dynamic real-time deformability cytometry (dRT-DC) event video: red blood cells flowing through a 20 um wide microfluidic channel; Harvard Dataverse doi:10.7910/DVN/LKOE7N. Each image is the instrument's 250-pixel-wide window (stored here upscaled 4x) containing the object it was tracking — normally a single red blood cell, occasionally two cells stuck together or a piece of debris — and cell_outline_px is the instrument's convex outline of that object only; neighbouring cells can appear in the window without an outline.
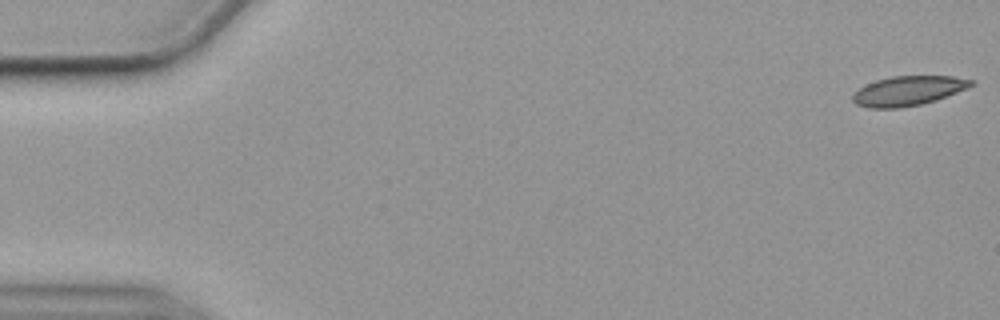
{"species": "common noctule bat (a hibernating species)", "species_latin": "Nyctalus noctula", "temperature_condition": "cold", "stored_images_in_passage": 56, "camera_frame_rate_fps": 3000, "um_per_image_px": 0.085, "animal": {"sex": "female", "body_mass_g": 19.9}, "frame": {"image": 1, "passage_image": 1, "time_ms": 0.0, "image_size_px": [1000, 320], "cell_outline_px": [[976, 84], [968, 88], [936, 100], [920, 104], [900, 108], [868, 108], [856, 104], [852, 100], [852, 92], [876, 80], [892, 76], [952, 76], [976, 80]], "centroid_in_image_um": [77.21, 7.71], "position_along_channel_um": 7.8, "area_um2": 20.52}}
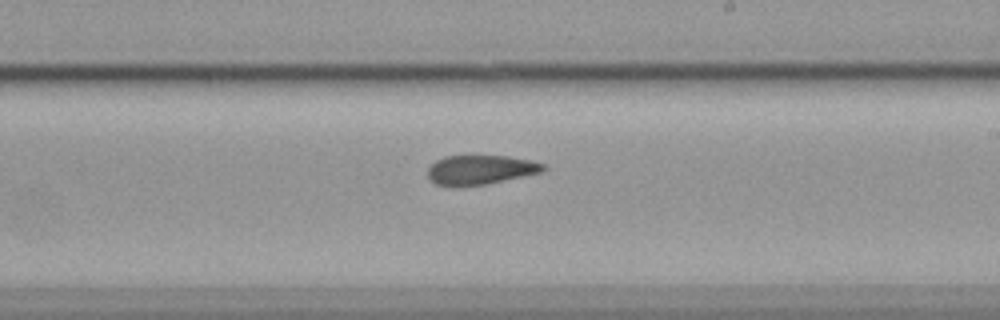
{"frame": {"image": 2, "passage_image": 33, "time_ms": 10.667, "image_size_px": [1000, 320], "cell_outline_px": [[548, 168], [540, 172], [484, 184], [456, 188], [452, 188], [436, 184], [428, 180], [428, 168], [436, 160], [444, 156], [508, 156], [528, 160], [544, 164]], "centroid_in_image_um": [40.75, 14.45], "position_along_channel_um": 248.3, "area_um2": 19.83}}
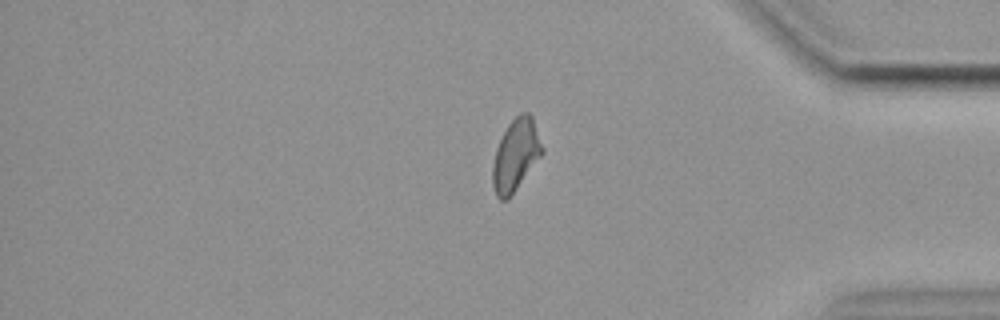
{"frame": {"image": 3, "passage_image": 47, "time_ms": 15.333, "image_size_px": [1000, 320], "cell_outline_px": [[544, 152], [508, 200], [500, 200], [496, 196], [492, 184], [492, 164], [496, 148], [508, 124], [520, 112], [528, 112], [532, 116], [544, 148]], "centroid_in_image_um": [43.83, 13.19], "position_along_channel_um": 391.4, "area_um2": 20.81}, "authors_computed_cell_mechanics": {"area_um2": 20.8369, "velocity_mm_per_s": 3.5501, "shape_relaxation_time_tau1_ms": null, "shape_relaxation_time_tau2_ms": 4.8384, "deformation_change_tau1": null, "deformation_change_tau2": 0.0956}}